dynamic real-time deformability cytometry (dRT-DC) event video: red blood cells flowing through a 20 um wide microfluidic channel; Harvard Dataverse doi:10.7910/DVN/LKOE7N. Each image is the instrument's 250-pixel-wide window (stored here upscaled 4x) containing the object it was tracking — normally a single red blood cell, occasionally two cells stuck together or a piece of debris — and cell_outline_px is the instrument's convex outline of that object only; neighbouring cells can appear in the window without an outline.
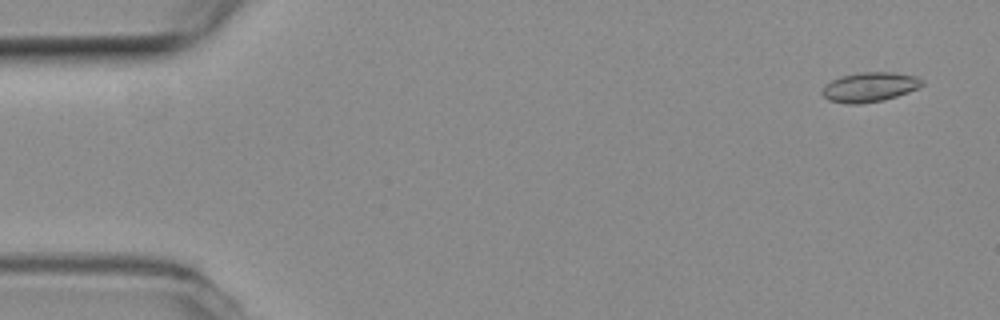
{"species": "common noctule bat (a hibernating species)", "species_latin": "Nyctalus noctula", "temperature_condition": "room temperature", "stored_images_in_passage": 14, "camera_frame_rate_fps": 3000, "um_per_image_px": 0.085, "animal": {"sex": "female", "body_mass_g": 19.3, "forearm_length_mm": 54.1}, "frame": {"image": 1, "passage_image": 1, "time_ms": 0.0, "image_size_px": [1000, 320], "cell_outline_px": [[924, 84], [908, 92], [884, 100], [860, 104], [848, 104], [828, 100], [820, 92], [824, 84], [840, 76], [860, 72], [896, 72], [916, 76], [924, 80]], "centroid_in_image_um": [73.9, 7.39], "position_along_channel_um": 11.1, "area_um2": 17.4}}
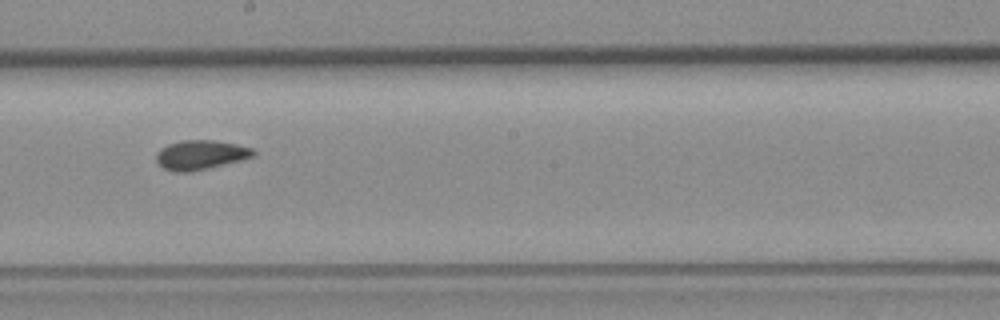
{"frame": {"image": 2, "passage_image": 8, "time_ms": 2.333, "image_size_px": [1000, 320], "cell_outline_px": [[256, 156], [208, 168], [188, 172], [176, 172], [164, 168], [156, 160], [156, 152], [160, 148], [168, 144], [184, 140], [212, 140], [236, 144], [252, 148], [256, 152]], "centroid_in_image_um": [17.05, 13.16], "position_along_channel_um": 231.2, "area_um2": 16.53}}
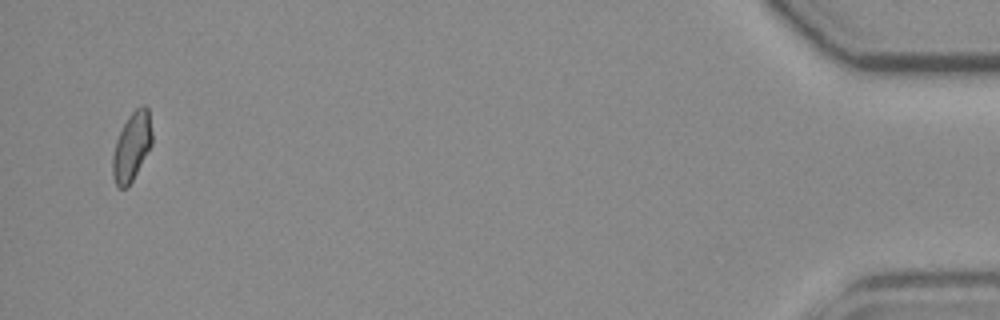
{"frame": {"image": 3, "passage_image": 14, "time_ms": 4.333, "image_size_px": [1000, 320], "cell_outline_px": [[152, 144], [128, 188], [120, 188], [116, 184], [112, 176], [112, 156], [116, 140], [128, 116], [140, 104], [144, 104], [148, 108], [152, 132]], "centroid_in_image_um": [11.2, 12.45], "position_along_channel_um": 424.0, "area_um2": 15.78}}